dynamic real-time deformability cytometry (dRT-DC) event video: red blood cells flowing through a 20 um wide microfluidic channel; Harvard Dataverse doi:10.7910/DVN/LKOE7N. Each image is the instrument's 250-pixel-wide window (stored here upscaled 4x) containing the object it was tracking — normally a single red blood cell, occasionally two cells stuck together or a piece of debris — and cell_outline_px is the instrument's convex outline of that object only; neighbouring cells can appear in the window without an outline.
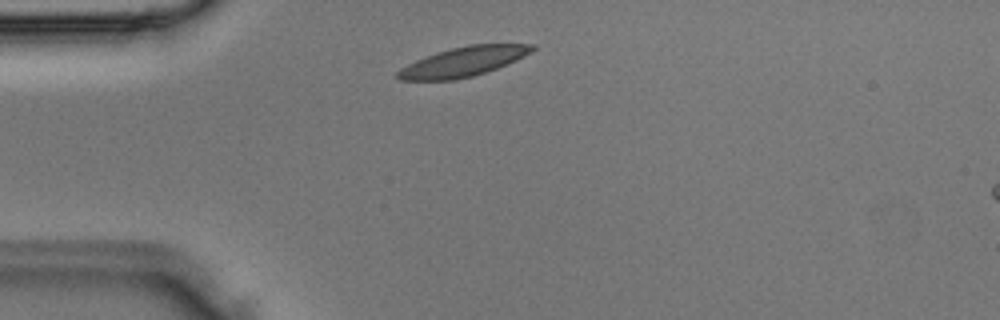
{"species": "Egyptian fruit bat (a non-hibernating species)", "species_latin": "Rousettus aegyptiacus", "temperature_condition": "room temperature", "stored_images_in_passage": 2, "camera_frame_rate_fps": 3000, "um_per_image_px": 0.085, "animal": {"sex": "male"}, "frame": {"image": 1, "passage_image": 1, "time_ms": 0.0, "image_size_px": [1000, 320], "cell_outline_px": [[536, 48], [524, 56], [516, 60], [496, 68], [472, 76], [452, 80], [396, 80], [396, 72], [400, 68], [416, 60], [452, 48], [468, 44], [536, 44]], "centroid_in_image_um": [39.37, 5.24], "position_along_channel_um": 45.6, "area_um2": 22.83}}